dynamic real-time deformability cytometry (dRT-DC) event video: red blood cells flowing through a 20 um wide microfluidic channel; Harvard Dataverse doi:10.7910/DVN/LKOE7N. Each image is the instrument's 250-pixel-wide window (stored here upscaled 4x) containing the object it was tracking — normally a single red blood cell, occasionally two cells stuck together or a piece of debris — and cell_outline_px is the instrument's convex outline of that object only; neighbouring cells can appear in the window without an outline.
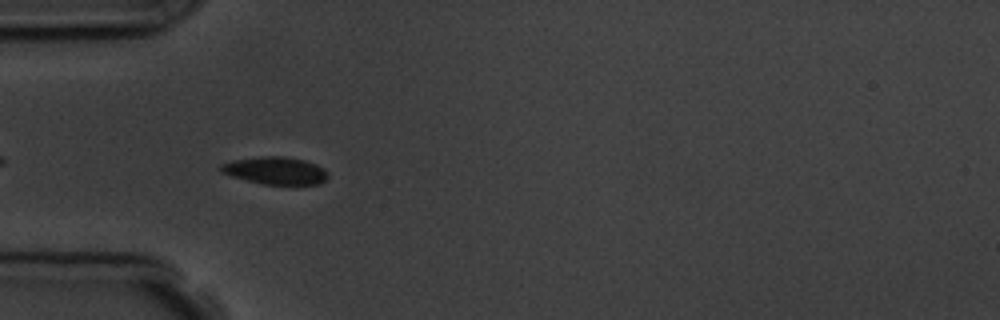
{"species": "common noctule bat (a hibernating species)", "species_latin": "Nyctalus noctula", "temperature_condition": "room temperature", "stored_images_in_passage": 6, "camera_frame_rate_fps": 3000, "um_per_image_px": 0.085, "animal": {"sex": "male", "body_mass_g": 19.5, "forearm_length_mm": 54.6}, "frame": {"image": 1, "passage_image": 5, "time_ms": 4.667, "image_size_px": [1000, 320], "cell_outline_px": [[328, 176], [320, 184], [264, 184], [232, 176], [220, 172], [220, 164], [236, 160], [260, 156], [284, 156], [304, 160], [316, 164], [324, 168]], "centroid_in_image_um": [23.42, 14.49], "position_along_channel_um": 61.6, "area_um2": 16.94}}